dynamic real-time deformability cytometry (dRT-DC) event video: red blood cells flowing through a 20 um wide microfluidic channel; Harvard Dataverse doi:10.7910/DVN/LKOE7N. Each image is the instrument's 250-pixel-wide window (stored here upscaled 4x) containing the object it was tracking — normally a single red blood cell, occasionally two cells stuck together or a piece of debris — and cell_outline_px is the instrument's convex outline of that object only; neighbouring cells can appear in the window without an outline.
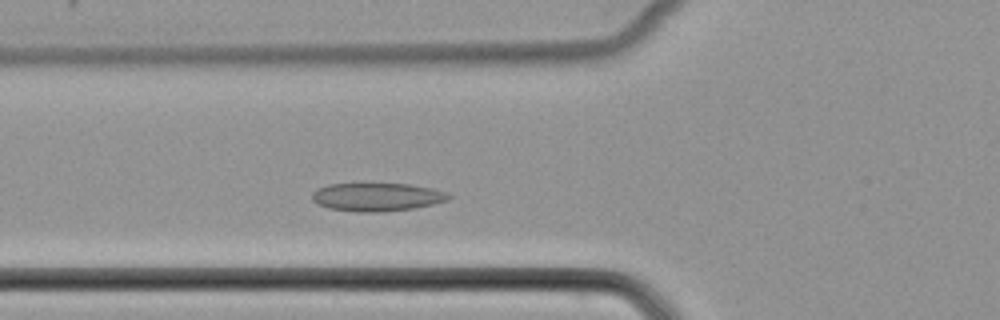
{"species": "common noctule bat (a hibernating species)", "species_latin": "Nyctalus noctula", "temperature_condition": "cold", "stored_images_in_passage": 41, "camera_frame_rate_fps": 3000, "um_per_image_px": 0.085, "animal": {"sex": "female", "body_mass_g": 22.7, "forearm_length_mm": 54.2}, "frame": {"image": 1, "passage_image": 11, "time_ms": 3.333, "image_size_px": [1000, 320], "cell_outline_px": [[452, 196], [448, 200], [432, 204], [412, 208], [380, 212], [356, 212], [328, 208], [312, 200], [312, 192], [316, 188], [328, 184], [408, 184], [432, 188], [448, 192]], "centroid_in_image_um": [32.03, 16.74], "position_along_channel_um": 93.8, "area_um2": 22.43}}
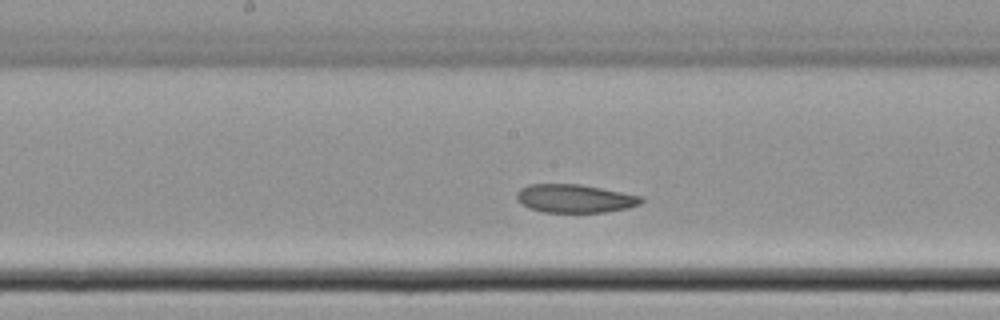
{"frame": {"image": 2, "passage_image": 19, "time_ms": 6.0, "image_size_px": [1000, 320], "cell_outline_px": [[644, 200], [640, 204], [628, 208], [604, 212], [544, 212], [528, 208], [520, 204], [516, 200], [516, 192], [520, 188], [528, 184], [580, 184], [644, 196]], "centroid_in_image_um": [48.84, 16.87], "position_along_channel_um": 199.4, "area_um2": 20.81}}
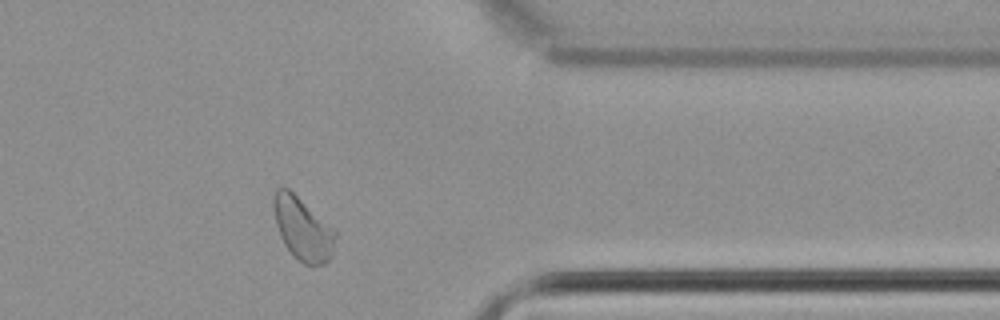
{"frame": {"image": 3, "passage_image": 34, "time_ms": 11.0, "image_size_px": [1000, 320], "cell_outline_px": [[336, 236], [332, 256], [324, 264], [304, 264], [292, 256], [284, 244], [280, 236], [276, 224], [272, 204], [272, 196], [276, 188], [288, 188], [336, 232]], "centroid_in_image_um": [25.69, 19.46], "position_along_channel_um": 385.7, "area_um2": 22.37}}